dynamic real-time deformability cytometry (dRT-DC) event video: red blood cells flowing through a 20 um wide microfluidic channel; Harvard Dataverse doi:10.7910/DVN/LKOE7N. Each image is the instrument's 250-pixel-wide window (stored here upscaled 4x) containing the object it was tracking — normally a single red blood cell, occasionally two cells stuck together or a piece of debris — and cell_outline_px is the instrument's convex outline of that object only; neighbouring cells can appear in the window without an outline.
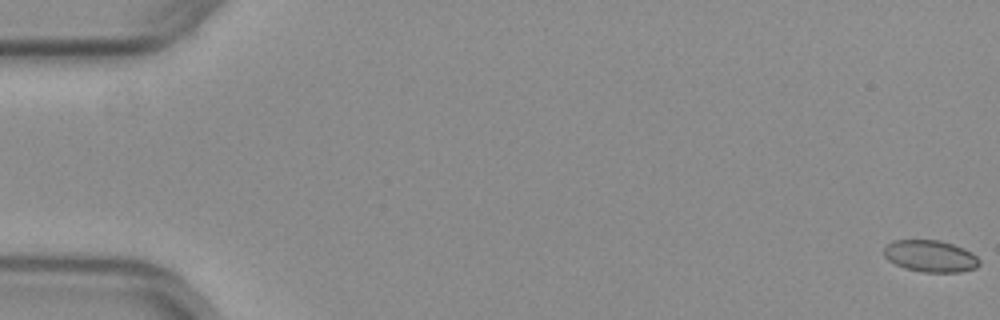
{"species": "common noctule bat (a hibernating species)", "species_latin": "Nyctalus noctula", "temperature_condition": "warm", "stored_images_in_passage": 54, "camera_frame_rate_fps": 3000, "um_per_image_px": 0.085, "animal": {"sex": "female", "body_mass_g": 29.2, "forearm_length_mm": 56.3}, "frame": {"image": 1, "passage_image": 1, "time_ms": 0.0, "image_size_px": [1000, 320], "cell_outline_px": [[980, 264], [976, 268], [960, 272], [924, 272], [904, 268], [888, 260], [884, 256], [884, 248], [892, 240], [940, 240], [964, 248], [972, 252], [980, 260]], "centroid_in_image_um": [79.1, 21.77], "position_along_channel_um": 5.9, "area_um2": 17.74}}
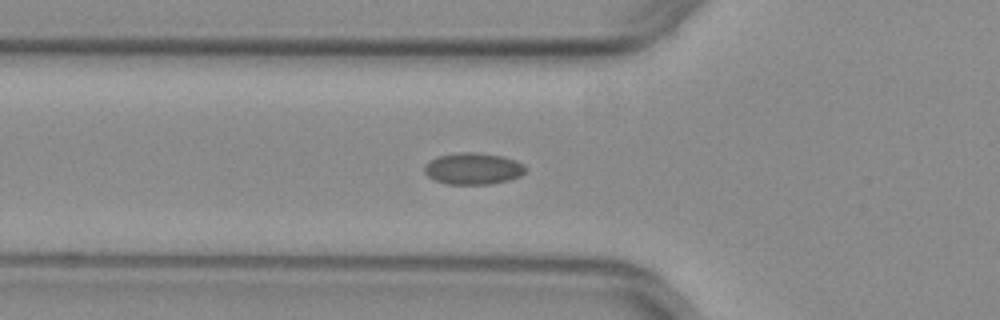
{"frame": {"image": 2, "passage_image": 20, "time_ms": 6.333, "image_size_px": [1000, 320], "cell_outline_px": [[528, 168], [520, 176], [508, 180], [488, 184], [448, 184], [436, 180], [428, 176], [424, 172], [424, 164], [428, 160], [436, 156], [460, 152], [472, 152], [500, 156], [516, 160], [524, 164]], "centroid_in_image_um": [40.19, 14.32], "position_along_channel_um": 85.6, "area_um2": 18.67}}
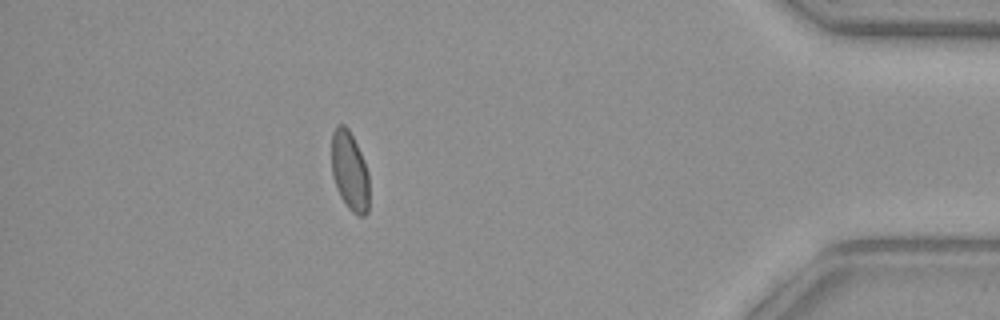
{"frame": {"image": 3, "passage_image": 48, "time_ms": 15.667, "image_size_px": [1000, 320], "cell_outline_px": [[368, 212], [364, 216], [356, 216], [348, 208], [340, 196], [336, 188], [332, 176], [332, 132], [336, 124], [344, 124], [348, 128], [364, 160], [368, 172]], "centroid_in_image_um": [29.71, 14.55], "position_along_channel_um": 405.5, "area_um2": 17.46}, "authors_computed_cell_mechanics": {"area_um2": 17.8024, "velocity_mm_per_s": 3.9504, "shape_relaxation_time_tau1_ms": null, "shape_relaxation_time_tau2_ms": 1.3957, "deformation_change_tau1": null, "deformation_change_tau2": 0.0441}}